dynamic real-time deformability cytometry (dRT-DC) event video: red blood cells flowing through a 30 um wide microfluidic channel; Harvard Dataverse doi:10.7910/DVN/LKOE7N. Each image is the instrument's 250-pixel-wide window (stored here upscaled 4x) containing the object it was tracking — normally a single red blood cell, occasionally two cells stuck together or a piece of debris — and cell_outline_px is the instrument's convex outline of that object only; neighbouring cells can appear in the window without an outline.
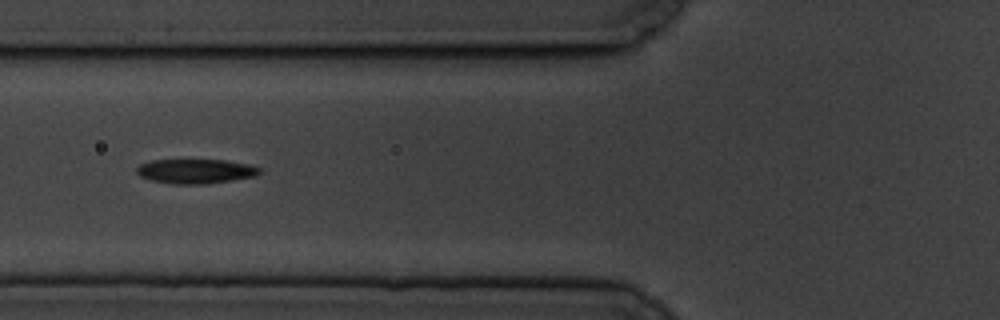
{"species": "common noctule bat (a hibernating species)", "species_latin": "Nyctalus noctula", "temperature_condition": "cold", "stored_images_in_passage": 11, "camera_frame_rate_fps": 3000, "um_per_image_px": 0.085, "animal": {"sex": "male", "body_mass_g": 19.5, "forearm_length_mm": 54.6}, "frame": {"image": 1, "passage_image": 2, "time_ms": 1.0, "image_size_px": [1000, 320], "cell_outline_px": [[260, 172], [256, 176], [204, 184], [172, 184], [152, 180], [140, 176], [136, 172], [136, 168], [140, 164], [152, 160], [224, 160], [248, 164], [260, 168]], "centroid_in_image_um": [16.6, 14.55], "position_along_channel_um": 109.2, "area_um2": 17.4}}
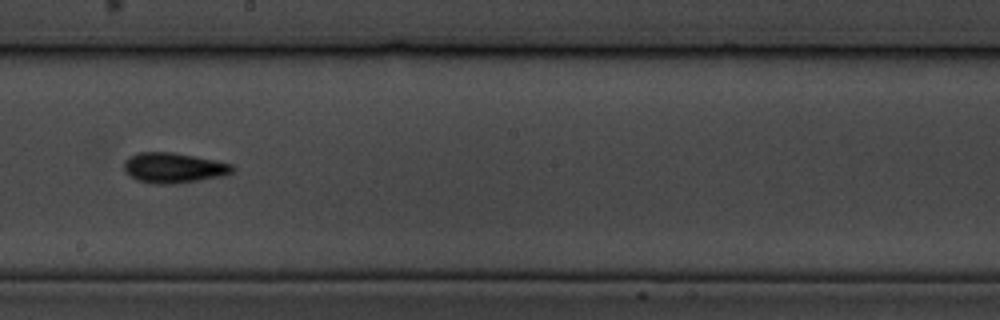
{"frame": {"image": 2, "passage_image": 5, "time_ms": 4.667, "image_size_px": [1000, 320], "cell_outline_px": [[236, 168], [232, 172], [220, 176], [172, 184], [152, 184], [136, 180], [124, 172], [124, 160], [128, 156], [136, 152], [172, 152], [216, 160], [232, 164]], "centroid_in_image_um": [14.7, 14.25], "position_along_channel_um": 233.5, "area_um2": 19.19}}
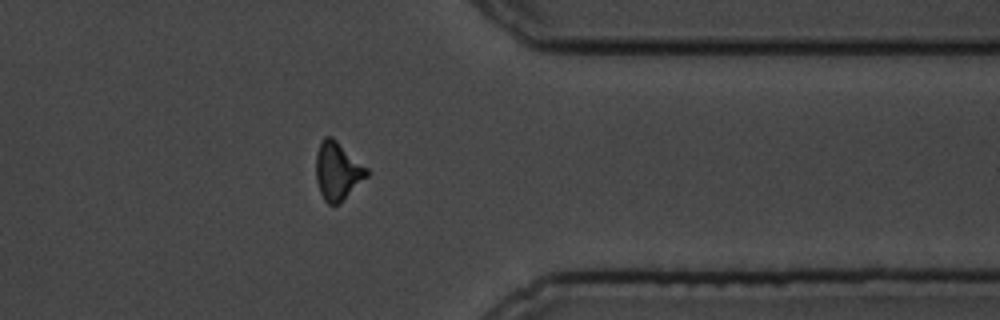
{"frame": {"image": 3, "passage_image": 9, "time_ms": 9.333, "image_size_px": [1000, 320], "cell_outline_px": [[368, 176], [340, 204], [328, 204], [324, 200], [320, 192], [316, 180], [316, 152], [320, 140], [324, 136], [332, 136], [368, 168]], "centroid_in_image_um": [28.68, 14.53], "position_along_channel_um": 382.7, "area_um2": 17.4}}